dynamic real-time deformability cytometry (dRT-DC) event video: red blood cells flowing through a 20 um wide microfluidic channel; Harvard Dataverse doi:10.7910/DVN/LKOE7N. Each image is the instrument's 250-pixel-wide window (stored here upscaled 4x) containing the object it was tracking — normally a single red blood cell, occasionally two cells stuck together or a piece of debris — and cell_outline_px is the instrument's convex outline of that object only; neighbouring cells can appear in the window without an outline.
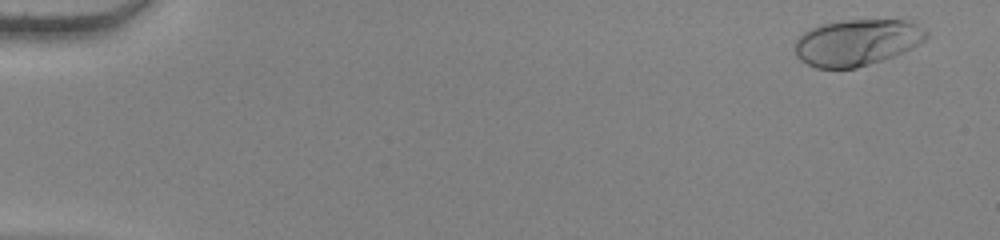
{"species": "human", "species_latin": "Homo sapiens", "temperature_condition": "warm", "stored_images_in_passage": 55, "camera_frame_rate_fps": 3000, "um_per_image_px": 0.085, "donor": {"sex": "female"}, "frame": {"image": 1, "passage_image": 3, "time_ms": 0.667, "image_size_px": [1000, 240], "cell_outline_px": [[928, 36], [920, 44], [904, 52], [856, 68], [816, 68], [800, 60], [796, 56], [796, 40], [804, 32], [812, 28], [824, 24], [844, 20], [908, 20], [924, 28], [928, 32]], "centroid_in_image_um": [72.86, 3.6], "position_along_channel_um": 12.1, "area_um2": 35.26}}
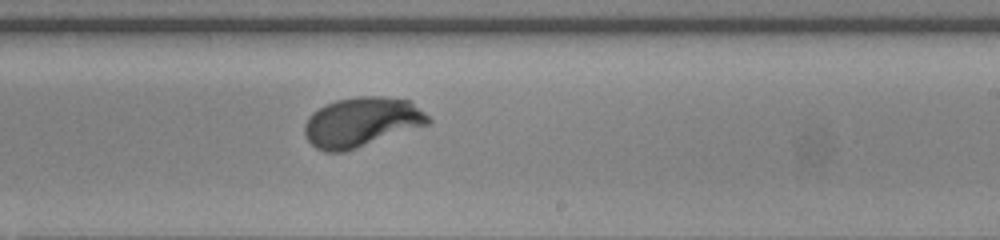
{"frame": {"image": 2, "passage_image": 35, "time_ms": 11.333, "image_size_px": [1000, 240], "cell_outline_px": [[432, 124], [344, 152], [324, 152], [316, 148], [304, 136], [304, 124], [308, 116], [312, 112], [324, 104], [336, 100], [356, 96], [380, 96], [412, 100], [432, 120]], "centroid_in_image_um": [30.75, 10.37], "position_along_channel_um": 258.3, "area_um2": 36.36}}
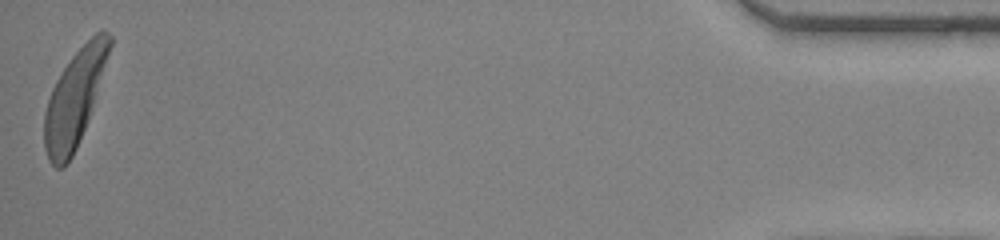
{"frame": {"image": 3, "passage_image": 55, "time_ms": 18.0, "image_size_px": [1000, 240], "cell_outline_px": [[112, 44], [88, 120], [76, 148], [68, 164], [64, 168], [56, 168], [48, 160], [44, 148], [44, 112], [52, 88], [56, 80], [72, 56], [96, 32], [108, 32], [112, 36]], "centroid_in_image_um": [6.31, 8.42], "position_along_channel_um": 428.9, "area_um2": 35.84}, "authors_computed_cell_mechanics": {"area_um2": 35.0846, "velocity_mm_per_s": 3.8122, "shape_relaxation_time_tau1_ms": 2.3161, "shape_relaxation_time_tau2_ms": null, "deformation_change_tau1": 0.1931, "deformation_change_tau2": null}}